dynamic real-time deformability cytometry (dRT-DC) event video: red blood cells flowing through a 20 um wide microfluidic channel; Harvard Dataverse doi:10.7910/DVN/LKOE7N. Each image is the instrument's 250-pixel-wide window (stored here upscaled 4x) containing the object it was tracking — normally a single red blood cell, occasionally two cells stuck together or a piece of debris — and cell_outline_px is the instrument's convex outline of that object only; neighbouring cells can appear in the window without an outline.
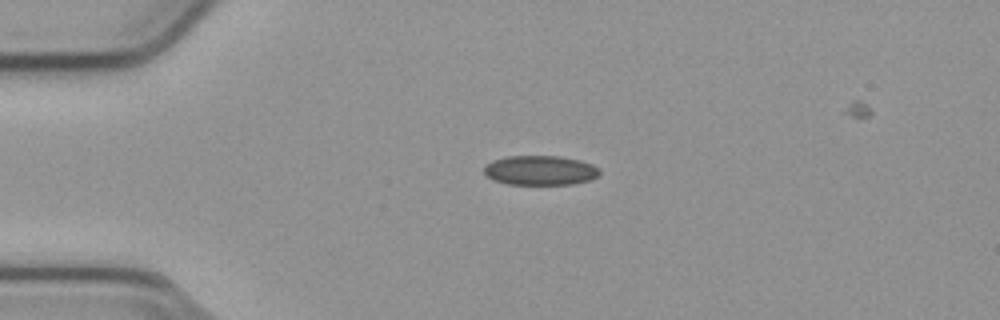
{"species": "common noctule bat (a hibernating species)", "species_latin": "Nyctalus noctula", "temperature_condition": "cold", "stored_images_in_passage": 8, "camera_frame_rate_fps": 3000, "um_per_image_px": 0.085, "animal": {"sex": "male", "body_mass_g": 23.1, "forearm_length_mm": 52.7}, "frame": {"image": 1, "passage_image": 1, "time_ms": 0.0, "image_size_px": [1000, 320], "cell_outline_px": [[600, 176], [592, 180], [572, 184], [508, 184], [492, 180], [484, 176], [484, 168], [492, 160], [508, 156], [560, 156], [580, 160], [592, 164], [600, 168]], "centroid_in_image_um": [45.94, 14.48], "position_along_channel_um": 39.1, "area_um2": 20.17}}
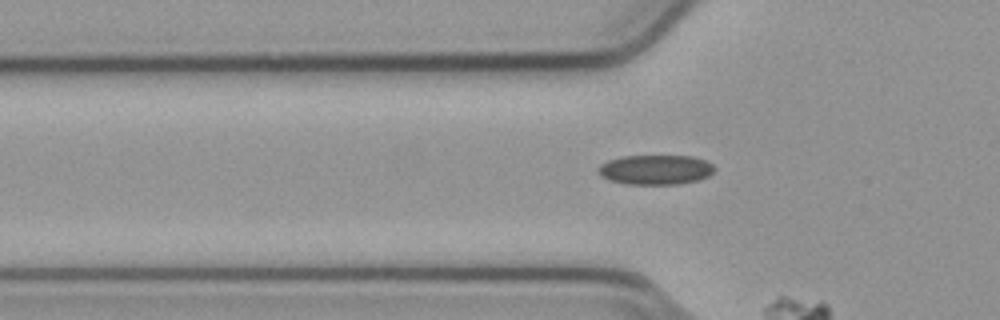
{"frame": {"image": 2, "passage_image": 6, "time_ms": 1.667, "image_size_px": [1000, 320], "cell_outline_px": [[712, 172], [708, 176], [696, 180], [676, 184], [624, 184], [608, 180], [600, 176], [596, 172], [596, 168], [600, 164], [608, 160], [624, 156], [692, 156], [704, 160], [712, 164]], "centroid_in_image_um": [55.62, 14.42], "position_along_channel_um": 70.2, "area_um2": 20.11}}